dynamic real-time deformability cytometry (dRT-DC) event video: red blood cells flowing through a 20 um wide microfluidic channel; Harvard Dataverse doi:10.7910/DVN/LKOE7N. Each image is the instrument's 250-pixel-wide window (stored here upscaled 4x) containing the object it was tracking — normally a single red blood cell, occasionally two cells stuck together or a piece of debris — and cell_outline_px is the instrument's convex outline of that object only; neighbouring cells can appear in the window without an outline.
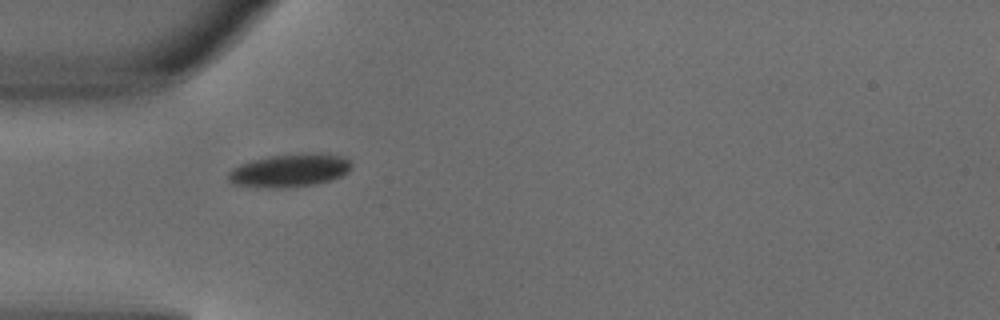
{"species": "common noctule bat (a hibernating species)", "species_latin": "Nyctalus noctula", "temperature_condition": "warm", "stored_images_in_passage": 4, "camera_frame_rate_fps": 3000, "um_per_image_px": 0.085, "animal": {"sex": "male", "body_mass_g": 18.8}, "frame": {"image": 1, "passage_image": 2, "time_ms": 0.333, "image_size_px": [1000, 320], "cell_outline_px": [[352, 164], [340, 176], [316, 184], [280, 188], [272, 188], [236, 184], [228, 180], [228, 172], [232, 168], [240, 164], [252, 160], [268, 156], [344, 156]], "centroid_in_image_um": [24.51, 14.53], "position_along_channel_um": 60.5, "area_um2": 22.37}}
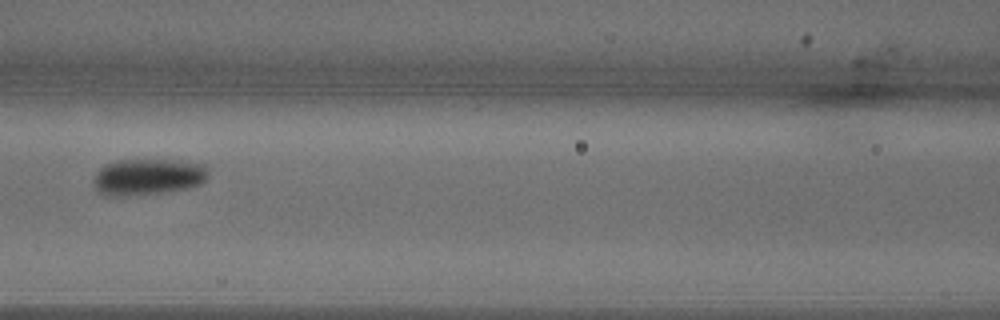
{"frame": {"image": 2, "passage_image": 4, "time_ms": 1.0, "image_size_px": [1000, 320], "cell_outline_px": [[208, 176], [200, 184], [188, 188], [164, 192], [136, 196], [104, 196], [96, 188], [92, 180], [96, 172], [104, 164], [116, 160], [180, 160], [204, 164], [208, 172]], "centroid_in_image_um": [12.54, 15.04], "position_along_channel_um": 154.1, "area_um2": 24.68}}